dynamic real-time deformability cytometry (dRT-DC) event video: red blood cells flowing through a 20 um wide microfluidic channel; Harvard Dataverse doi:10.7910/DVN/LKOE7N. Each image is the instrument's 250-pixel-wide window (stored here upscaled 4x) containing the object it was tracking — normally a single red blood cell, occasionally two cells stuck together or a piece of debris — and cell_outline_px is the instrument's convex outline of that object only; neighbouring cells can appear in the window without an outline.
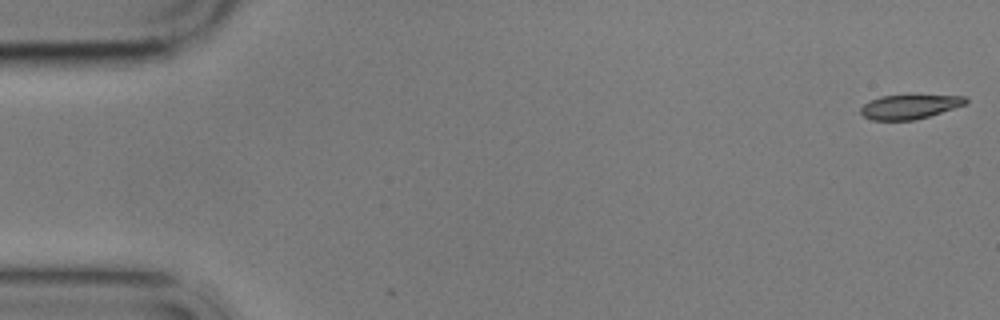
{"species": "common noctule bat (a hibernating species)", "species_latin": "Nyctalus noctula", "temperature_condition": "cold", "stored_images_in_passage": 6, "camera_frame_rate_fps": 3000, "um_per_image_px": 0.085, "animal": {"sex": "male", "body_mass_g": 17.9}, "frame": {"image": 1, "passage_image": 1, "time_ms": 0.0, "image_size_px": [1000, 320], "cell_outline_px": [[968, 100], [964, 104], [928, 116], [912, 120], [872, 120], [864, 116], [860, 112], [860, 108], [868, 100], [880, 96], [964, 96]], "centroid_in_image_um": [77.22, 9.08], "position_along_channel_um": 7.8, "area_um2": 14.39}}